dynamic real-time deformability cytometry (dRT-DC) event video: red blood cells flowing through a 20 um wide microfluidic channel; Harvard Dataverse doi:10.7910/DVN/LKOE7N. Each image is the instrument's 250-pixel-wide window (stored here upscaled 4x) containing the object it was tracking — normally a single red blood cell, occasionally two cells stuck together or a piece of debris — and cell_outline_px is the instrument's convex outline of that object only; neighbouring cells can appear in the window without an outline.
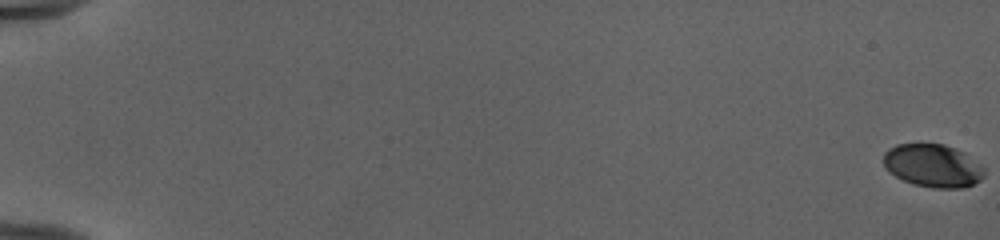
{"species": "human", "species_latin": "Homo sapiens", "temperature_condition": "cold", "stored_images_in_passage": 55, "camera_frame_rate_fps": 3000, "um_per_image_px": 0.085, "donor": {"sex": "female"}, "frame": {"image": 1, "passage_image": 1, "time_ms": 0.0, "image_size_px": [1000, 240], "cell_outline_px": [[984, 176], [980, 180], [972, 184], [960, 188], [932, 188], [912, 184], [888, 172], [884, 168], [884, 152], [888, 148], [896, 144], [944, 144], [964, 152], [984, 168]], "centroid_in_image_um": [79.26, 14.08], "position_along_channel_um": 5.7, "area_um2": 25.26}}
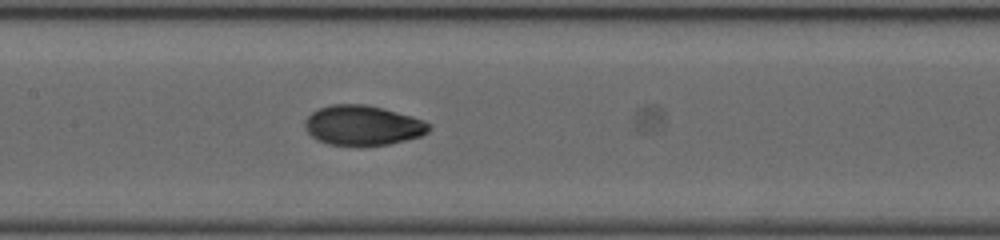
{"frame": {"image": 2, "passage_image": 30, "time_ms": 9.667, "image_size_px": [1000, 240], "cell_outline_px": [[432, 128], [428, 132], [420, 136], [388, 144], [360, 148], [328, 144], [316, 140], [304, 128], [304, 124], [308, 116], [312, 112], [320, 108], [332, 104], [364, 104], [384, 108], [412, 116], [424, 120], [432, 124]], "centroid_in_image_um": [30.84, 10.68], "position_along_channel_um": 176.6, "area_um2": 29.48}}
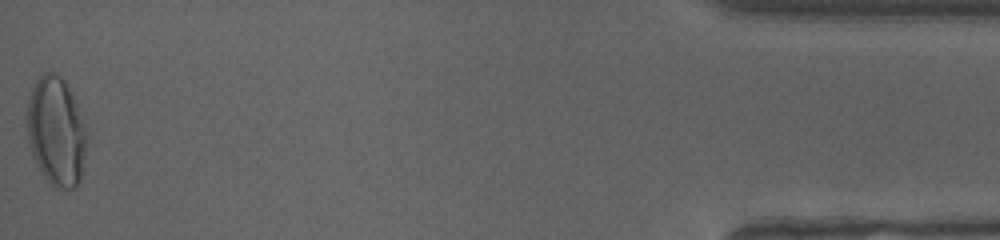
{"frame": {"image": 3, "passage_image": 55, "time_ms": 18.0, "image_size_px": [1000, 240], "cell_outline_px": [[88, 140], [80, 180], [76, 188], [52, 188], [44, 176], [32, 156], [28, 144], [24, 116], [28, 100], [32, 88], [36, 80], [44, 72], [52, 72], [60, 76], [64, 80], [72, 92], [84, 116], [88, 136]], "centroid_in_image_um": [4.78, 11.16], "position_along_channel_um": 430.4, "area_um2": 39.19}, "authors_computed_cell_mechanics": {"area_um2": 28.2064, "velocity_mm_per_s": 3.9985, "shape_relaxation_time_tau1_ms": 4.8214, "shape_relaxation_time_tau2_ms": 0.7431, "deformation_change_tau1": 0.1989, "deformation_change_tau2": 0.0414}}